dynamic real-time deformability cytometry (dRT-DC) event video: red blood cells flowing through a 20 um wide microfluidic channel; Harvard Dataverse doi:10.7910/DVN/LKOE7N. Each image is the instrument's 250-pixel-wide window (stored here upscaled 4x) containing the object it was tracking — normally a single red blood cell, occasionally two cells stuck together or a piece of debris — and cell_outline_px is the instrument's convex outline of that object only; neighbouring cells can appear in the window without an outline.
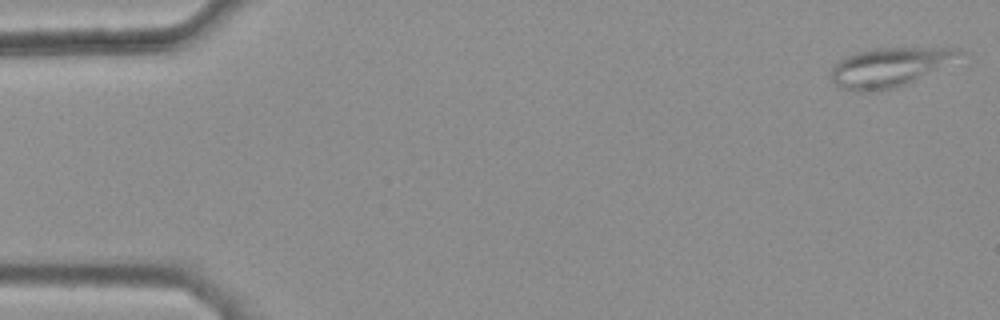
{"species": "common noctule bat (a hibernating species)", "species_latin": "Nyctalus noctula", "temperature_condition": "warm", "stored_images_in_passage": 12, "camera_frame_rate_fps": 3000, "um_per_image_px": 0.085, "animal": {"sex": "female", "body_mass_g": 25.1}, "frame": {"image": 1, "passage_image": 1, "time_ms": 0.0, "image_size_px": [1000, 320], "cell_outline_px": [[964, 52], [908, 84], [896, 88], [864, 92], [860, 92], [840, 88], [832, 80], [832, 68], [836, 60], [856, 52], [876, 48], [960, 48]], "centroid_in_image_um": [75.48, 5.71], "position_along_channel_um": 9.5, "area_um2": 28.55}}